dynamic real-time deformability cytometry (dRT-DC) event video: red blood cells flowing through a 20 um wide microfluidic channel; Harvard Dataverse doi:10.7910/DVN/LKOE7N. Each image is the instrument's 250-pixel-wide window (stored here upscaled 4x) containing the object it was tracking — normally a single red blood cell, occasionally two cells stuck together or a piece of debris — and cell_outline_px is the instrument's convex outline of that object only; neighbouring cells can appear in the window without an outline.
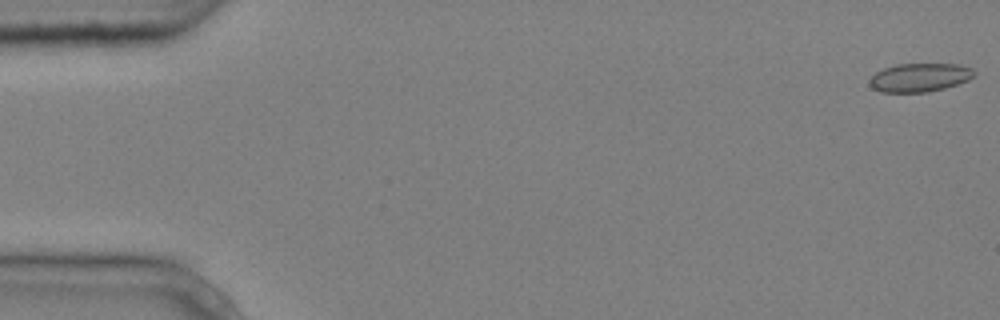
{"species": "common noctule bat (a hibernating species)", "species_latin": "Nyctalus noctula", "temperature_condition": "cold", "stored_images_in_passage": 7, "camera_frame_rate_fps": 3000, "um_per_image_px": 0.085, "animal": {"sex": "male", "body_mass_g": 20.4}, "frame": {"image": 1, "passage_image": 1, "time_ms": 0.0, "image_size_px": [1000, 320], "cell_outline_px": [[976, 76], [968, 80], [944, 88], [928, 92], [880, 92], [872, 88], [868, 84], [868, 80], [876, 72], [884, 68], [896, 64], [960, 64], [972, 68], [976, 72]], "centroid_in_image_um": [78.17, 6.58], "position_along_channel_um": 6.8, "area_um2": 17.57}}
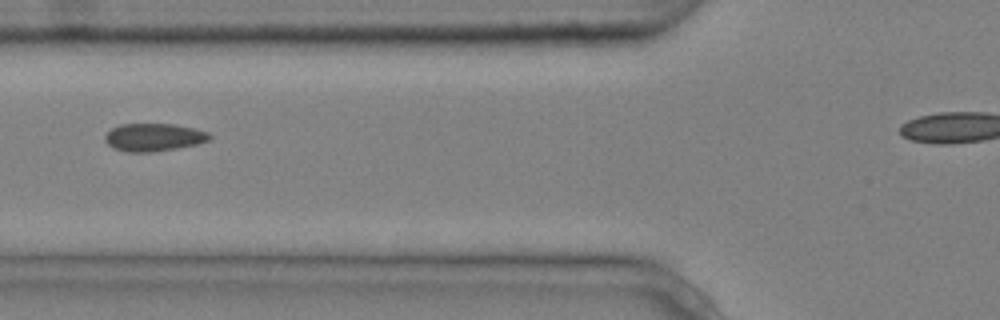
{"frame": {"image": 2, "passage_image": 6, "time_ms": 1.667, "image_size_px": [1000, 320], "cell_outline_px": [[212, 136], [208, 140], [196, 144], [176, 148], [152, 152], [128, 152], [112, 148], [104, 140], [104, 136], [112, 128], [120, 124], [172, 124], [192, 128], [208, 132]], "centroid_in_image_um": [13.03, 11.67], "position_along_channel_um": 112.8, "area_um2": 16.82}}